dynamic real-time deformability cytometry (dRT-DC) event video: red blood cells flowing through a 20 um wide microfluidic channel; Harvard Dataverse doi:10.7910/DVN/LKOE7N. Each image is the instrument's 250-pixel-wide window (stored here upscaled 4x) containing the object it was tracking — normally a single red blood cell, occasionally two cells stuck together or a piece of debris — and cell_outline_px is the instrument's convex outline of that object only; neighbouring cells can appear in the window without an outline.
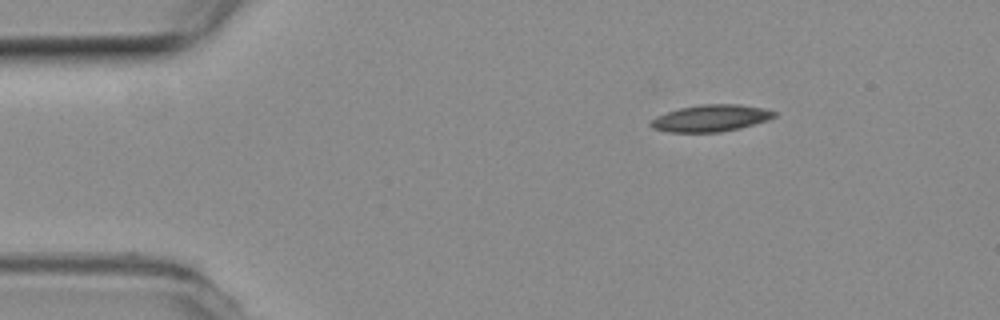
{"species": "common noctule bat (a hibernating species)", "species_latin": "Nyctalus noctula", "temperature_condition": "room temperature", "stored_images_in_passage": 47, "camera_frame_rate_fps": 3000, "um_per_image_px": 0.085, "animal": {"sex": "female", "body_mass_g": 19.3, "forearm_length_mm": 54.1}, "frame": {"image": 1, "passage_image": 1, "time_ms": 0.0, "image_size_px": [1000, 320], "cell_outline_px": [[776, 116], [768, 120], [740, 128], [720, 132], [668, 132], [652, 128], [648, 124], [648, 120], [656, 116], [680, 108], [700, 104], [740, 104], [764, 108], [776, 112]], "centroid_in_image_um": [60.39, 10.04], "position_along_channel_um": 24.6, "area_um2": 19.42}}
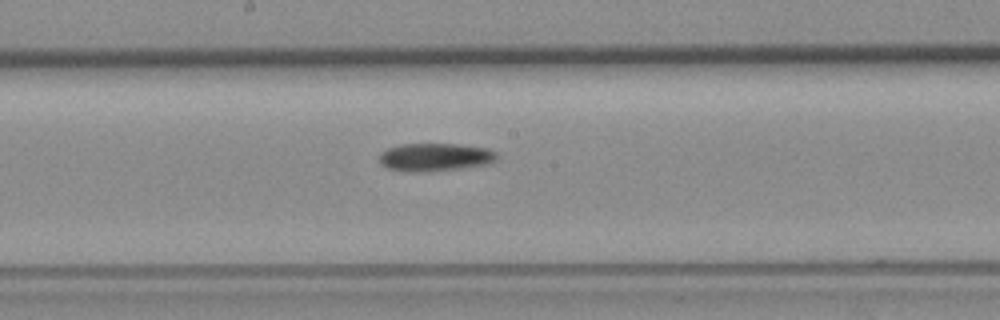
{"frame": {"image": 2, "passage_image": 21, "time_ms": 6.667, "image_size_px": [1000, 320], "cell_outline_px": [[496, 160], [492, 164], [460, 168], [420, 172], [408, 172], [388, 168], [380, 164], [380, 152], [388, 148], [400, 144], [460, 144], [488, 148], [496, 152]], "centroid_in_image_um": [36.99, 13.35], "position_along_channel_um": 211.2, "area_um2": 19.31}}
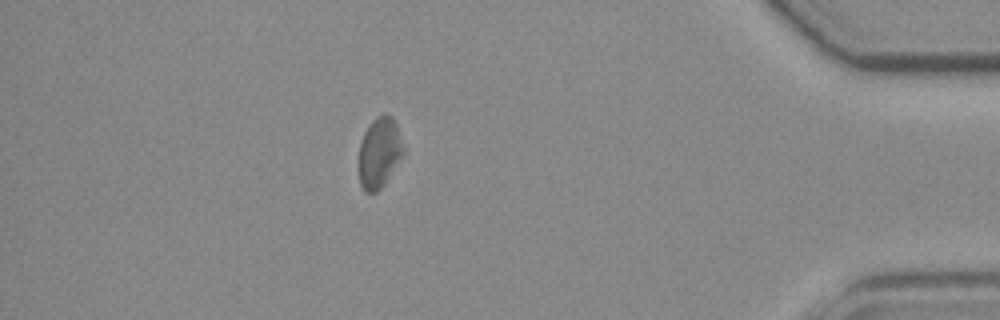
{"frame": {"image": 3, "passage_image": 40, "time_ms": 13.0, "image_size_px": [1000, 320], "cell_outline_px": [[404, 152], [384, 184], [376, 192], [364, 192], [360, 184], [360, 144], [364, 132], [372, 120], [376, 116], [384, 112], [392, 116], [396, 124], [404, 148]], "centroid_in_image_um": [32.25, 12.94], "position_along_channel_um": 403.0, "area_um2": 18.03}}